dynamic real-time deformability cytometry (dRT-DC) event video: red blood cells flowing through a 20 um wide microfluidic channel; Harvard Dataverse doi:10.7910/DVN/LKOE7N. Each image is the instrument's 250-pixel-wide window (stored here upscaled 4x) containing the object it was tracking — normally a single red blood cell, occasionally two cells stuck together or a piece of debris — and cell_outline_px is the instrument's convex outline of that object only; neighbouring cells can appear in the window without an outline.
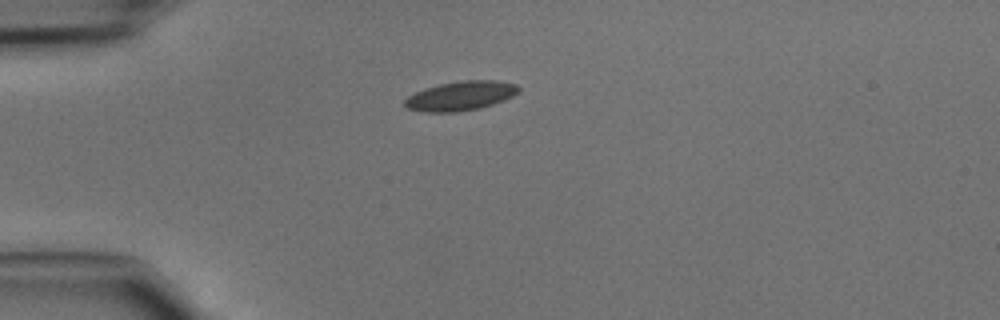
{"species": "common noctule bat (a hibernating species)", "species_latin": "Nyctalus noctula", "temperature_condition": "cold", "stored_images_in_passage": 35, "camera_frame_rate_fps": 3000, "um_per_image_px": 0.085, "animal": {"sex": "male", "body_mass_g": 15.6}, "frame": {"image": 1, "passage_image": 1, "time_ms": 0.0, "image_size_px": [1000, 320], "cell_outline_px": [[520, 92], [504, 100], [480, 108], [456, 112], [420, 112], [408, 108], [404, 104], [404, 100], [408, 96], [424, 88], [440, 84], [460, 80], [496, 80], [516, 84], [520, 88]], "centroid_in_image_um": [39.15, 8.14], "position_along_channel_um": 45.8, "area_um2": 19.54}}
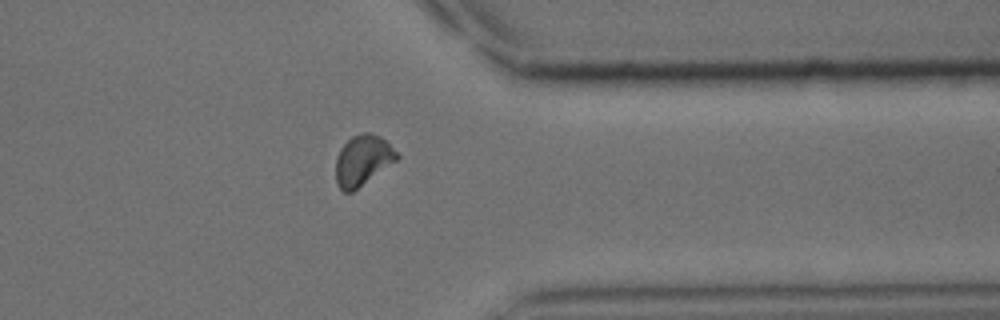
{"frame": {"image": 2, "passage_image": 26, "time_ms": 8.333, "image_size_px": [1000, 320], "cell_outline_px": [[400, 156], [396, 160], [352, 192], [344, 192], [336, 184], [336, 156], [340, 148], [352, 136], [360, 132], [368, 132], [380, 136]], "centroid_in_image_um": [30.79, 13.61], "position_along_channel_um": 380.6, "area_um2": 17.69}}
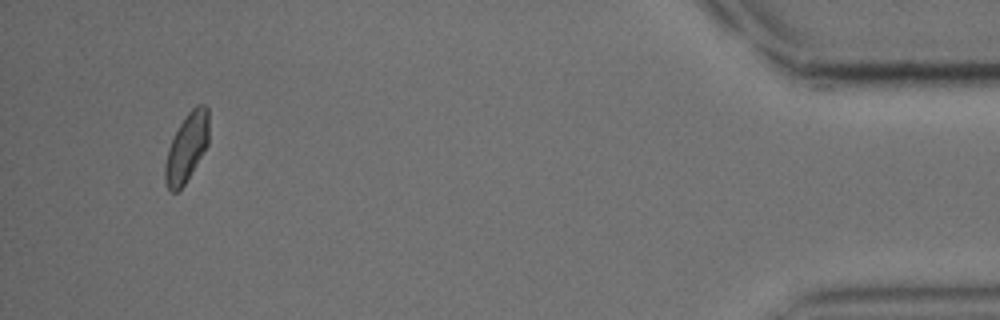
{"frame": {"image": 3, "passage_image": 33, "time_ms": 10.667, "image_size_px": [1000, 320], "cell_outline_px": [[208, 144], [184, 184], [176, 192], [168, 192], [164, 180], [164, 164], [168, 148], [184, 116], [196, 104], [204, 104], [208, 108]], "centroid_in_image_um": [15.85, 12.54], "position_along_channel_um": 419.4, "area_um2": 17.4}}